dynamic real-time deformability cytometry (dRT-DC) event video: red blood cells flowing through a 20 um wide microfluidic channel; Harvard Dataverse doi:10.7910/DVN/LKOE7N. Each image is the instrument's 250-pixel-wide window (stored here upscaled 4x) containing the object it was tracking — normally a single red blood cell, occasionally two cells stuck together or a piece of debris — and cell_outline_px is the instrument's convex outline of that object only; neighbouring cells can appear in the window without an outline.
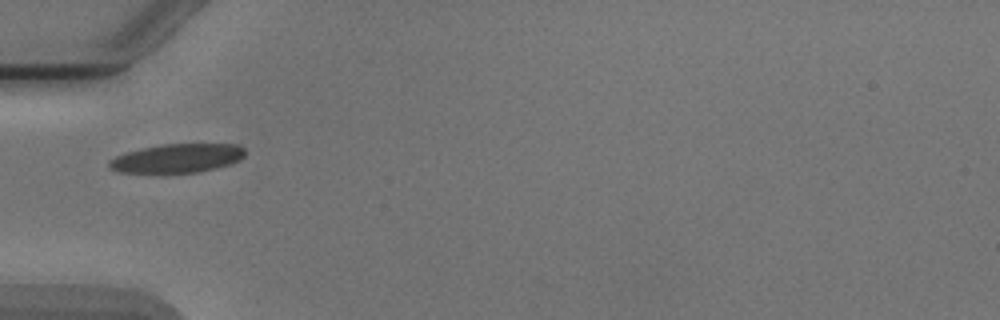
{"species": "Egyptian fruit bat (a non-hibernating species)", "species_latin": "Rousettus aegyptiacus", "temperature_condition": "cold", "stored_images_in_passage": 4, "camera_frame_rate_fps": 3000, "um_per_image_px": 0.085, "animal": {"sex": "male"}, "frame": {"image": 1, "passage_image": 1, "time_ms": 0.0, "image_size_px": [1000, 320], "cell_outline_px": [[244, 156], [240, 160], [216, 168], [196, 172], [116, 172], [108, 168], [108, 160], [116, 156], [128, 152], [160, 144], [236, 144], [244, 148]], "centroid_in_image_um": [15.04, 13.44], "position_along_channel_um": 70.0, "area_um2": 22.6}}
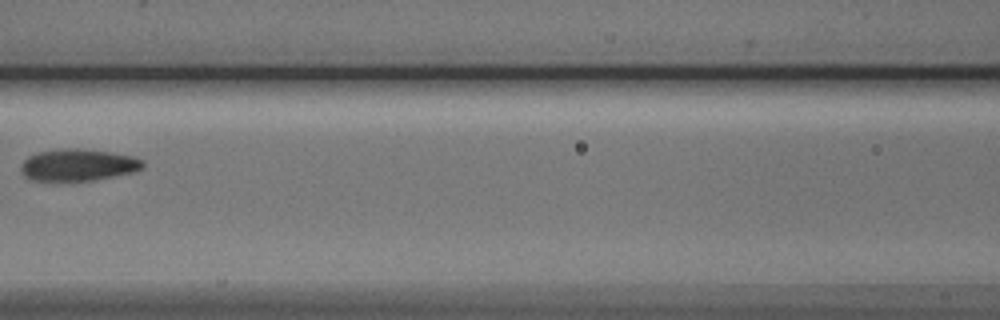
{"frame": {"image": 2, "passage_image": 3, "time_ms": 2.333, "image_size_px": [1000, 320], "cell_outline_px": [[144, 168], [132, 172], [92, 180], [28, 180], [20, 172], [20, 164], [28, 156], [40, 152], [56, 148], [76, 148], [108, 152], [132, 156], [144, 160]], "centroid_in_image_um": [6.59, 14.01], "position_along_channel_um": 160.0, "area_um2": 22.6}}
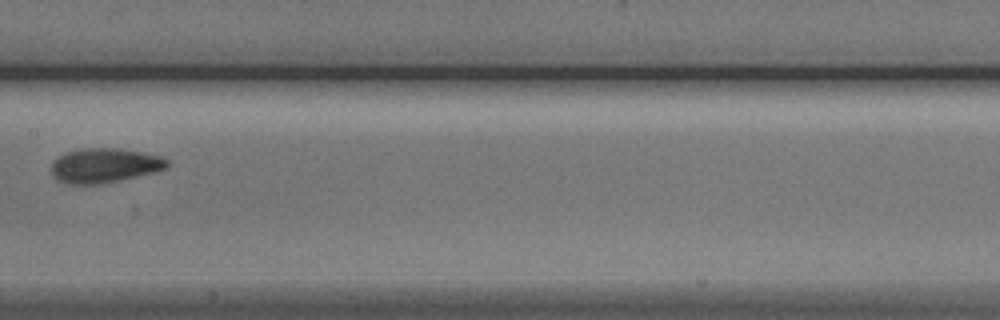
{"frame": {"image": 3, "passage_image": 4, "time_ms": 3.333, "image_size_px": [1000, 320], "cell_outline_px": [[168, 164], [164, 168], [156, 172], [120, 180], [100, 184], [68, 184], [56, 180], [52, 176], [52, 160], [64, 152], [76, 148], [120, 148], [160, 156], [168, 160]], "centroid_in_image_um": [8.82, 14.06], "position_along_channel_um": 198.6, "area_um2": 23.52}}